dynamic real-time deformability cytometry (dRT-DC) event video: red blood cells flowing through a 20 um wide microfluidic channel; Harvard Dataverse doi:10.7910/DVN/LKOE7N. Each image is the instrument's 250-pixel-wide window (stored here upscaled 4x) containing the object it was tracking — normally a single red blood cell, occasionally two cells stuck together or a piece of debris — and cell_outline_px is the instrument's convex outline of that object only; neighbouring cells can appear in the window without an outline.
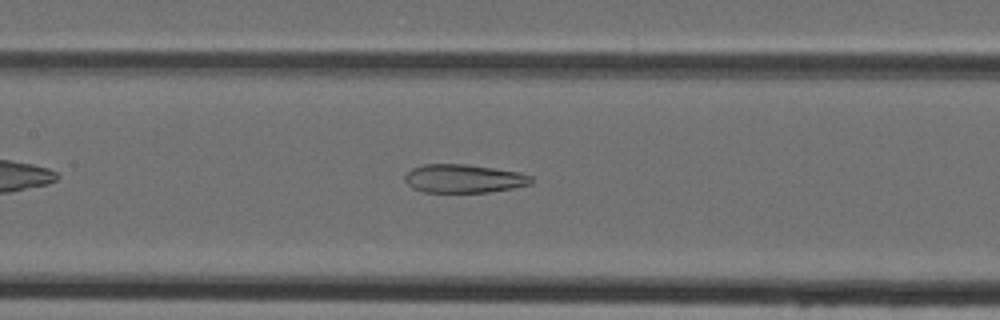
{"species": "Egyptian fruit bat (a non-hibernating species)", "species_latin": "Rousettus aegyptiacus", "temperature_condition": "cold", "stored_images_in_passage": 27, "camera_frame_rate_fps": 3000, "um_per_image_px": 0.085, "animal": {"sex": "female"}, "frame": {"image": 1, "passage_image": 12, "time_ms": 3.667, "image_size_px": [1000, 320], "cell_outline_px": [[532, 184], [512, 188], [488, 192], [424, 192], [412, 188], [404, 180], [404, 176], [412, 168], [424, 164], [464, 164], [520, 172], [532, 176]], "centroid_in_image_um": [39.41, 15.18], "position_along_channel_um": 168.0, "area_um2": 20.92}}
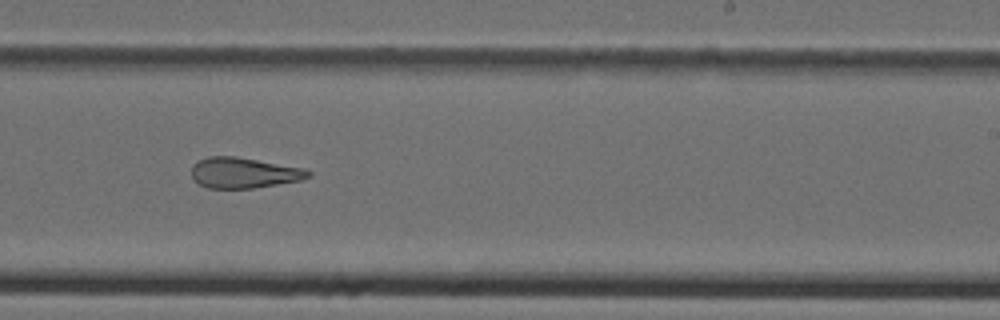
{"frame": {"image": 2, "passage_image": 19, "time_ms": 6.0, "image_size_px": [1000, 320], "cell_outline_px": [[312, 176], [300, 180], [252, 188], [208, 188], [200, 184], [192, 176], [192, 164], [208, 156], [236, 156], [304, 168], [312, 172]], "centroid_in_image_um": [20.74, 14.68], "position_along_channel_um": 268.3, "area_um2": 20.69}}
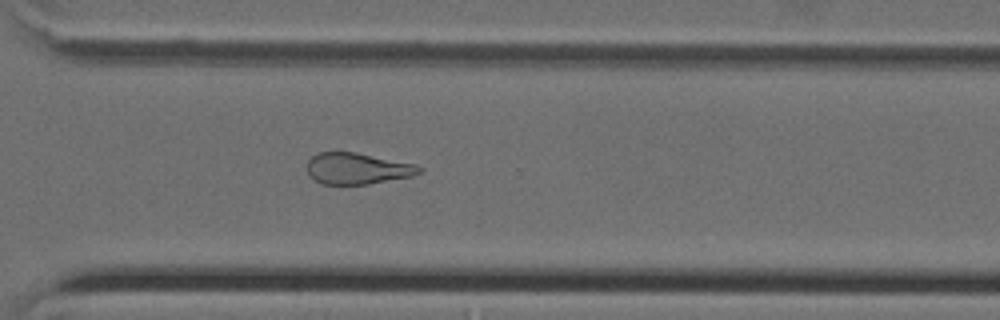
{"frame": {"image": 3, "passage_image": 24, "time_ms": 7.667, "image_size_px": [1000, 320], "cell_outline_px": [[424, 172], [412, 176], [368, 184], [320, 184], [312, 180], [308, 176], [308, 160], [316, 152], [356, 152], [416, 164], [424, 168]], "centroid_in_image_um": [30.38, 14.33], "position_along_channel_um": 340.2, "area_um2": 20.75}}